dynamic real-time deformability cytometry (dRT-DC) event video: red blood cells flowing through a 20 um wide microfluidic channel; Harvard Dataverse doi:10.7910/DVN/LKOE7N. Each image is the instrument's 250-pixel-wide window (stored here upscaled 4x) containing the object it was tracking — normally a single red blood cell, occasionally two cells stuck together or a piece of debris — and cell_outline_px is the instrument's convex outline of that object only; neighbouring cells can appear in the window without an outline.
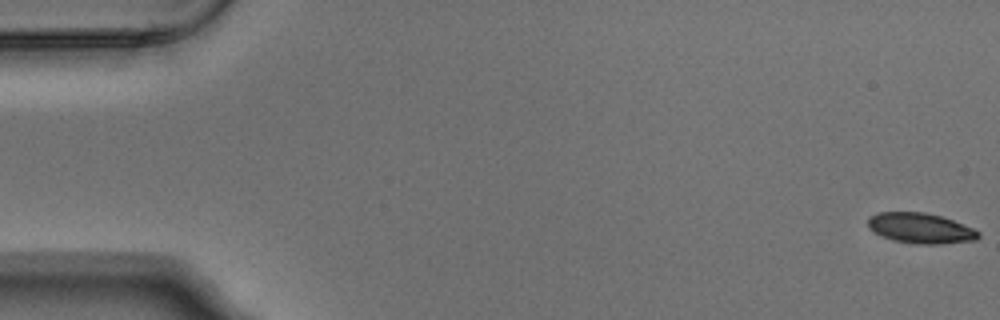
{"species": "Egyptian fruit bat (a non-hibernating species)", "species_latin": "Rousettus aegyptiacus", "temperature_condition": "warm", "stored_images_in_passage": 5, "camera_frame_rate_fps": 3000, "um_per_image_px": 0.085, "animal": {"sex": "male"}, "frame": {"image": 1, "passage_image": 1, "time_ms": 0.0, "image_size_px": [1000, 320], "cell_outline_px": [[980, 236], [976, 240], [940, 244], [916, 244], [892, 240], [868, 228], [868, 216], [876, 212], [924, 212], [940, 216], [952, 220], [972, 228], [980, 232]], "centroid_in_image_um": [78.23, 19.39], "position_along_channel_um": 6.8, "area_um2": 19.48}}
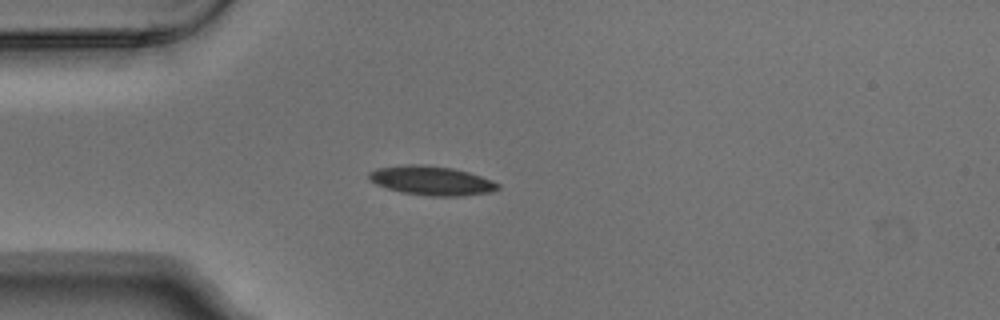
{"frame": {"image": 2, "passage_image": 5, "time_ms": 1.333, "image_size_px": [1000, 320], "cell_outline_px": [[500, 188], [492, 192], [464, 196], [428, 196], [400, 192], [376, 184], [368, 180], [368, 172], [376, 168], [408, 164], [420, 164], [452, 168], [468, 172], [492, 180], [500, 184]], "centroid_in_image_um": [36.67, 15.36], "position_along_channel_um": 48.3, "area_um2": 22.08}}